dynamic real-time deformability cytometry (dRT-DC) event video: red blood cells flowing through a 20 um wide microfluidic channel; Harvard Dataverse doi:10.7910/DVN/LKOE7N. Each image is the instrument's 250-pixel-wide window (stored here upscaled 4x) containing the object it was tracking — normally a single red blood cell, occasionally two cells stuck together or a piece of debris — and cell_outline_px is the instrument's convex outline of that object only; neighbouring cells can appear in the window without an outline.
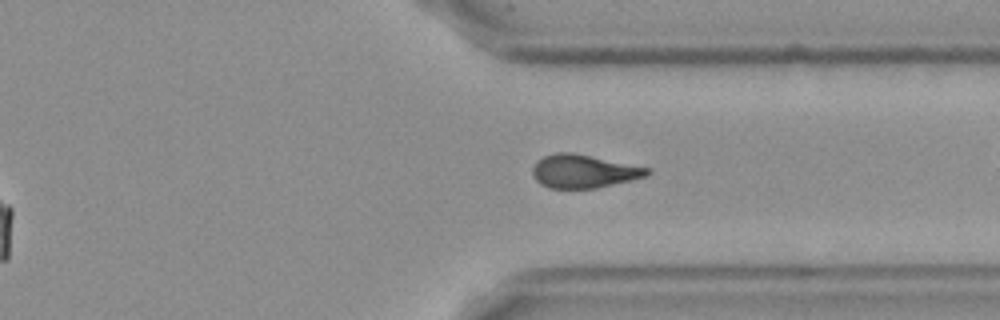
{"species": "Egyptian fruit bat (a non-hibernating species)", "species_latin": "Rousettus aegyptiacus", "temperature_condition": "cold", "stored_images_in_passage": 39, "camera_frame_rate_fps": 3000, "um_per_image_px": 0.085, "frame": {"image": 1, "passage_image": 34, "time_ms": 11.0, "image_size_px": [1000, 320], "cell_outline_px": [[652, 172], [648, 176], [596, 188], [548, 188], [540, 184], [532, 176], [532, 168], [536, 160], [544, 156], [556, 152], [572, 152], [648, 168]], "centroid_in_image_um": [49.56, 14.56], "position_along_channel_um": 361.8, "area_um2": 22.2}, "authors_computed_cell_mechanics": {"area_um2": 22.3686, "velocity_mm_per_s": 3.6551, "shape_relaxation_time_tau1_ms": null, "shape_relaxation_time_tau2_ms": 5.1902, "deformation_change_tau1": null, "deformation_change_tau2": 0.113}}